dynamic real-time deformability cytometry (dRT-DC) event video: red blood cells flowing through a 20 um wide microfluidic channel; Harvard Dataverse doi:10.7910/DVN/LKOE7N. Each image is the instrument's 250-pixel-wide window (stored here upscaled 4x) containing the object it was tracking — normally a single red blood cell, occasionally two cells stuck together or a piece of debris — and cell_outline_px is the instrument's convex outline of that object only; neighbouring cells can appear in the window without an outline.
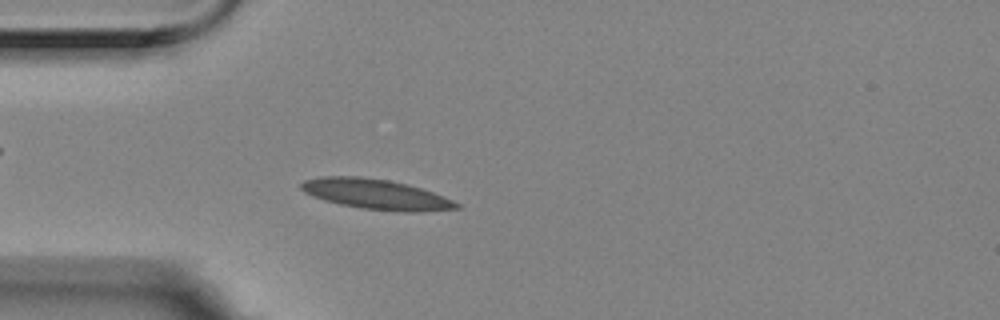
{"species": "Egyptian fruit bat (a non-hibernating species)", "species_latin": "Rousettus aegyptiacus", "temperature_condition": "room temperature", "stored_images_in_passage": 4, "camera_frame_rate_fps": 3000, "um_per_image_px": 0.085, "animal": {"sex": "female"}, "frame": {"image": 1, "passage_image": 4, "time_ms": 1.0, "image_size_px": [1000, 320], "cell_outline_px": [[460, 208], [420, 212], [404, 212], [364, 208], [340, 204], [324, 200], [312, 196], [304, 192], [300, 188], [300, 184], [304, 180], [320, 176], [360, 176], [388, 180], [408, 184], [444, 196], [460, 204]], "centroid_in_image_um": [31.94, 16.5], "position_along_channel_um": 53.1, "area_um2": 27.28}}